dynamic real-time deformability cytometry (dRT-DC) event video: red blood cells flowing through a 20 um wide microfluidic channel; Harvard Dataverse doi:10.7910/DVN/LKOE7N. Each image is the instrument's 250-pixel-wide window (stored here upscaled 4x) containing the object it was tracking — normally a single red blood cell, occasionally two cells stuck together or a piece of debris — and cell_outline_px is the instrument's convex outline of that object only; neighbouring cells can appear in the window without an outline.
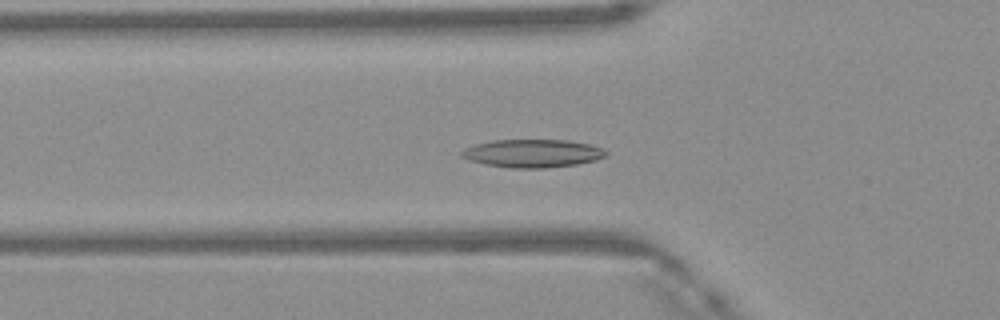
{"species": "Egyptian fruit bat (a non-hibernating species)", "species_latin": "Rousettus aegyptiacus", "temperature_condition": "warm", "stored_images_in_passage": 48, "camera_frame_rate_fps": 3000, "um_per_image_px": 0.085, "frame": {"image": 1, "passage_image": 16, "time_ms": 5.0, "image_size_px": [1000, 320], "cell_outline_px": [[608, 152], [604, 156], [596, 160], [576, 164], [544, 168], [512, 168], [484, 164], [468, 160], [460, 156], [460, 152], [464, 148], [476, 144], [492, 140], [568, 140], [592, 144]], "centroid_in_image_um": [45.24, 13.03], "position_along_channel_um": 80.6, "area_um2": 23.64}}
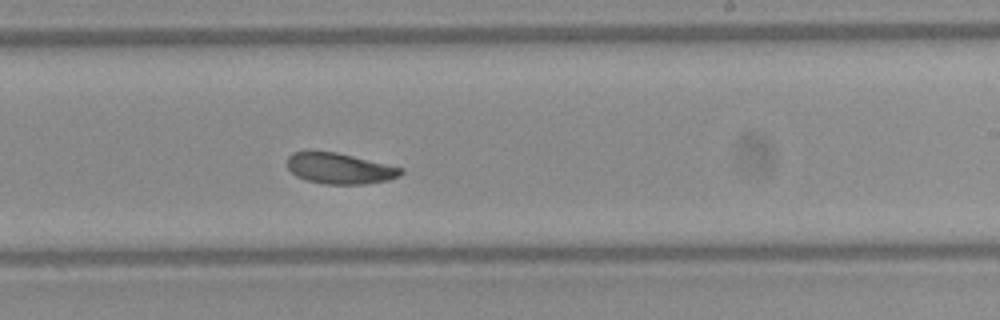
{"frame": {"image": 2, "passage_image": 29, "time_ms": 9.333, "image_size_px": [1000, 320], "cell_outline_px": [[404, 172], [400, 176], [388, 180], [364, 184], [324, 184], [308, 180], [296, 176], [288, 168], [288, 156], [292, 152], [336, 152], [404, 168]], "centroid_in_image_um": [28.9, 14.33], "position_along_channel_um": 260.1, "area_um2": 20.23}}
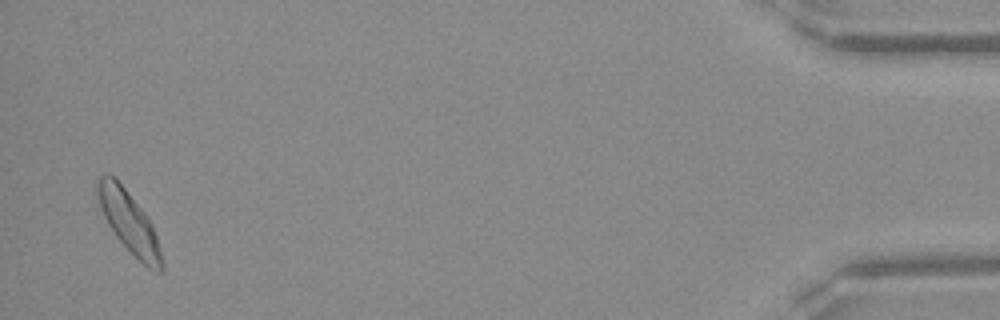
{"frame": {"image": 3, "passage_image": 47, "time_ms": 15.333, "image_size_px": [1000, 320], "cell_outline_px": [[164, 268], [160, 272], [156, 272], [148, 268], [116, 236], [108, 224], [100, 208], [96, 192], [96, 180], [104, 172], [112, 176], [124, 188], [144, 212], [152, 224], [164, 260]], "centroid_in_image_um": [10.97, 18.88], "position_along_channel_um": 424.2, "area_um2": 22.6}, "authors_computed_cell_mechanics": {"area_um2": 21.8195, "velocity_mm_per_s": 4.1338, "shape_relaxation_time_tau1_ms": 4.0824, "shape_relaxation_time_tau2_ms": 5.6536, "deformation_change_tau1": 0.1183, "deformation_change_tau2": 0.1268}}